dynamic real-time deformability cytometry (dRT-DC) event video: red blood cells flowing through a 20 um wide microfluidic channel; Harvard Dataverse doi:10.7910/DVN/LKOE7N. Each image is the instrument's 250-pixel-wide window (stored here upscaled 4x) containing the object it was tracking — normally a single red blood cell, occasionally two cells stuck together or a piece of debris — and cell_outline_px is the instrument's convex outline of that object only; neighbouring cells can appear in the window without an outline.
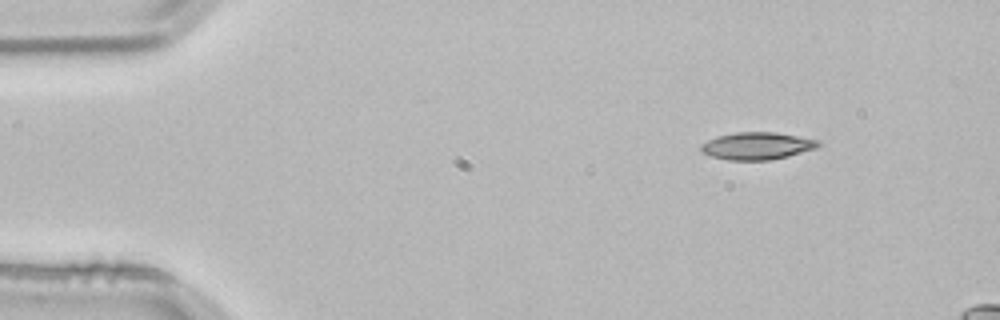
{"species": "common noctule bat (a hibernating species)", "species_latin": "Nyctalus noctula", "temperature_condition": "room temperature", "stored_images_in_passage": 3, "camera_frame_rate_fps": 3000, "um_per_image_px": 0.085, "animal": {"sex": "male", "body_mass_g": 21.5, "forearm_length_mm": 52.0}, "frame": {"image": 1, "passage_image": 1, "time_ms": 0.0, "image_size_px": [1000, 320], "cell_outline_px": [[820, 144], [816, 148], [788, 156], [768, 160], [728, 160], [712, 156], [700, 152], [700, 144], [716, 136], [736, 132], [776, 132], [820, 140]], "centroid_in_image_um": [64.32, 12.39], "position_along_channel_um": 20.7, "area_um2": 18.73}}